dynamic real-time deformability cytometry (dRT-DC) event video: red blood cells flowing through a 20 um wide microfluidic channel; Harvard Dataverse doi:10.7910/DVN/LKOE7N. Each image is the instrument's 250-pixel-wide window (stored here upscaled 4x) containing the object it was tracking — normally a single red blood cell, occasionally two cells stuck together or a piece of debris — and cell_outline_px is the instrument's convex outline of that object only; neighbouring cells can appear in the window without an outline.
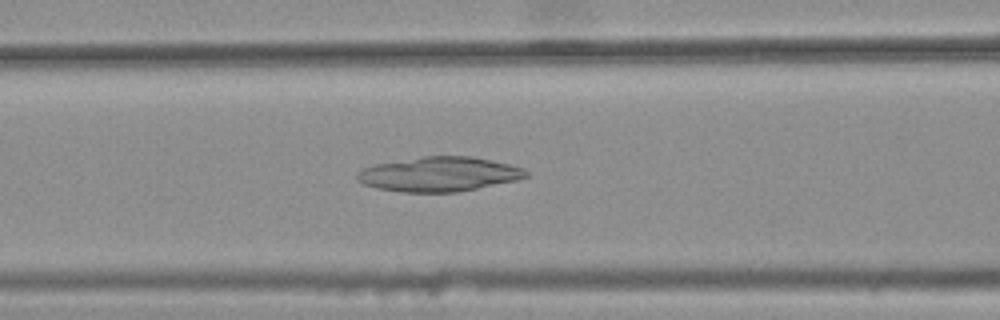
{"species": "common noctule bat (a hibernating species)", "species_latin": "Nyctalus noctula", "temperature_condition": "warm", "stored_images_in_passage": 34, "camera_frame_rate_fps": 3000, "um_per_image_px": 0.085, "animal": {"sex": "female", "body_mass_g": 25.1}, "frame": {"image": 1, "passage_image": 13, "time_ms": 4.0, "image_size_px": [1000, 320], "cell_outline_px": [[528, 176], [516, 180], [456, 192], [400, 192], [376, 188], [364, 184], [356, 180], [356, 172], [364, 168], [376, 164], [424, 156], [472, 156], [508, 164], [524, 168], [528, 172]], "centroid_in_image_um": [37.29, 14.81], "position_along_channel_um": 129.3, "area_um2": 33.81}}
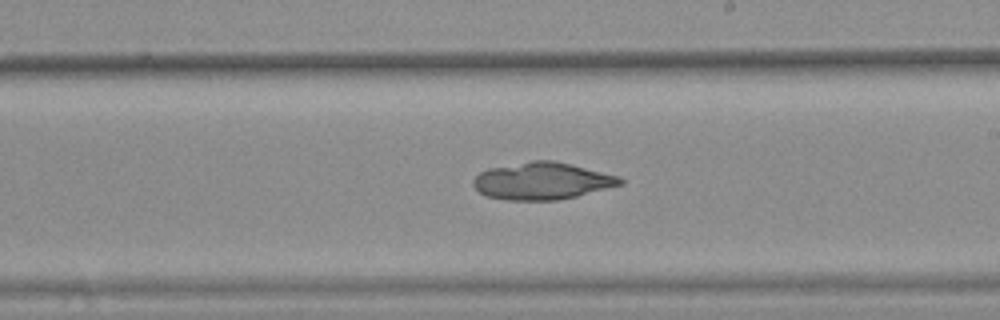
{"frame": {"image": 2, "passage_image": 22, "time_ms": 7.0, "image_size_px": [1000, 320], "cell_outline_px": [[624, 184], [576, 196], [556, 200], [508, 200], [488, 196], [480, 192], [472, 184], [472, 180], [480, 172], [488, 168], [532, 160], [552, 160], [620, 176], [624, 180]], "centroid_in_image_um": [46.08, 15.38], "position_along_channel_um": 242.9, "area_um2": 31.62}}
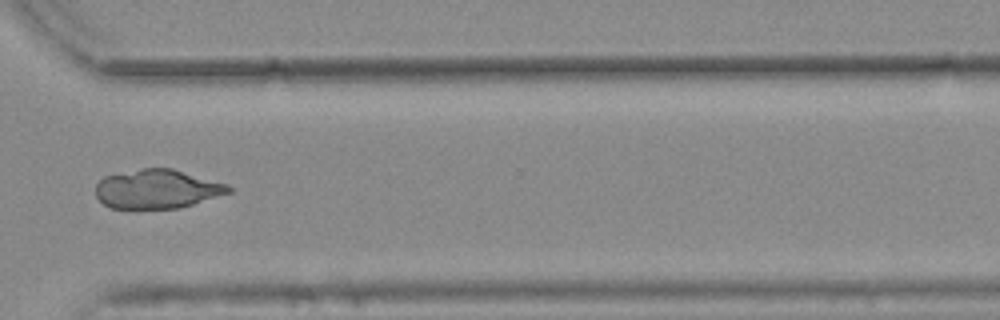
{"frame": {"image": 3, "passage_image": 31, "time_ms": 10.0, "image_size_px": [1000, 320], "cell_outline_px": [[232, 192], [180, 208], [136, 212], [112, 208], [104, 204], [96, 196], [96, 184], [104, 176], [144, 168], [172, 168], [228, 184], [232, 188]], "centroid_in_image_um": [13.34, 16.12], "position_along_channel_um": 357.3, "area_um2": 31.1}}